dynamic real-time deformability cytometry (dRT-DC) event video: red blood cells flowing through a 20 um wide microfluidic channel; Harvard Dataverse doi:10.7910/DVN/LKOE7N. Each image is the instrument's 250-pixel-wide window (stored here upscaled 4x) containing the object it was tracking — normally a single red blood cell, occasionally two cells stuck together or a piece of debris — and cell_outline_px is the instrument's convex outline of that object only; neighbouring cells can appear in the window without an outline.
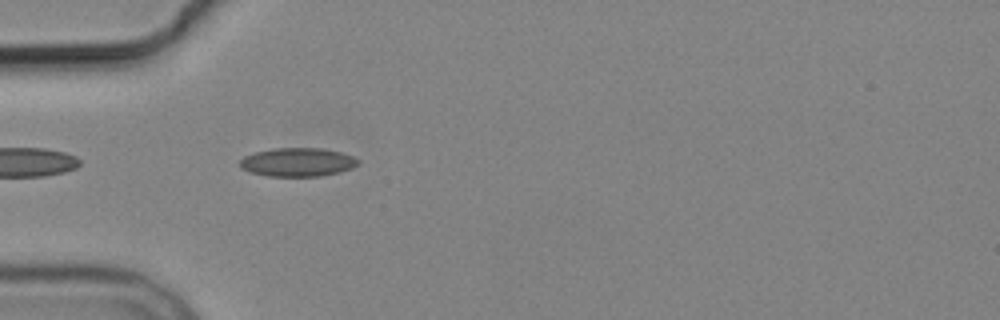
{"species": "common noctule bat (a hibernating species)", "species_latin": "Nyctalus noctula", "temperature_condition": "cold", "stored_images_in_passage": 6, "camera_frame_rate_fps": 3000, "um_per_image_px": 0.085, "animal": {"sex": "male", "body_mass_g": 19.2, "forearm_length_mm": 51.8}, "frame": {"image": 1, "passage_image": 4, "time_ms": 3.333, "image_size_px": [1000, 320], "cell_outline_px": [[360, 164], [352, 168], [340, 172], [320, 176], [268, 176], [248, 172], [240, 168], [240, 160], [244, 156], [256, 152], [272, 148], [320, 148], [340, 152], [352, 156], [360, 160]], "centroid_in_image_um": [25.29, 13.79], "position_along_channel_um": 59.7, "area_um2": 19.83}}
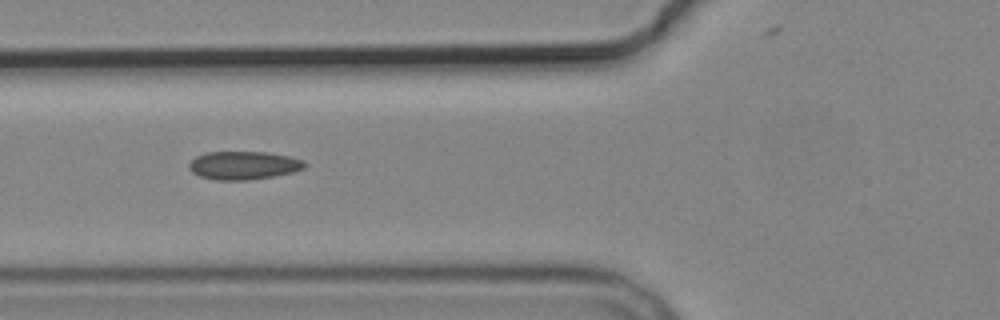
{"frame": {"image": 2, "passage_image": 5, "time_ms": 4.667, "image_size_px": [1000, 320], "cell_outline_px": [[304, 168], [292, 172], [272, 176], [248, 180], [216, 180], [200, 176], [192, 172], [188, 168], [188, 164], [196, 156], [204, 152], [264, 152], [288, 156], [304, 160]], "centroid_in_image_um": [20.65, 14.05], "position_along_channel_um": 105.1, "area_um2": 18.9}}
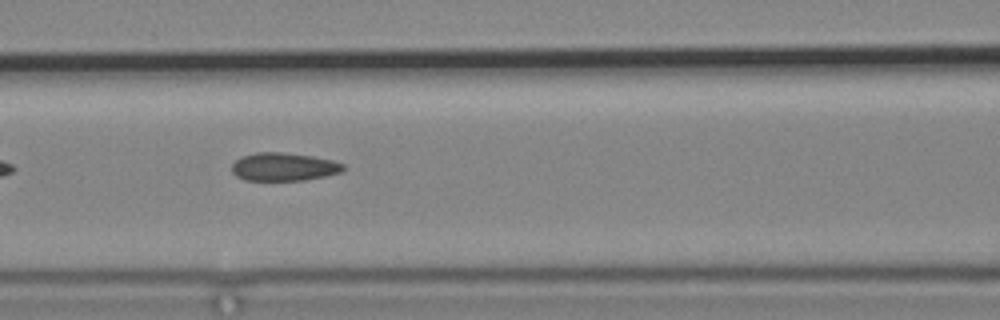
{"frame": {"image": 3, "passage_image": 6, "time_ms": 5.667, "image_size_px": [1000, 320], "cell_outline_px": [[344, 168], [340, 172], [324, 176], [304, 180], [244, 180], [236, 176], [232, 172], [232, 164], [240, 156], [256, 152], [284, 152], [312, 156], [332, 160], [344, 164]], "centroid_in_image_um": [24.08, 14.17], "position_along_channel_um": 142.5, "area_um2": 18.26}}